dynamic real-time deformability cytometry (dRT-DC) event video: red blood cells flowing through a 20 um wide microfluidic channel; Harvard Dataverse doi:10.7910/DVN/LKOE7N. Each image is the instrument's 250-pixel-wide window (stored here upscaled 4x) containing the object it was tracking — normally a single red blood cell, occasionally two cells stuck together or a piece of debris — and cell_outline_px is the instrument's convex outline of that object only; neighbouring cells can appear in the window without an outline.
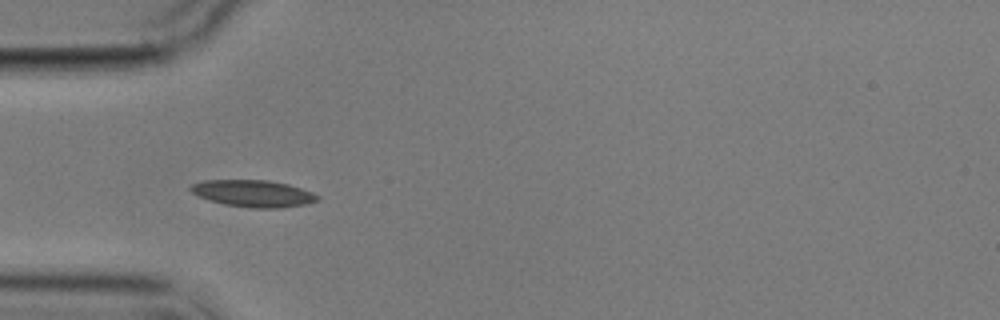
{"species": "common noctule bat (a hibernating species)", "species_latin": "Nyctalus noctula", "temperature_condition": "cold", "stored_images_in_passage": 4, "camera_frame_rate_fps": 3000, "um_per_image_px": 0.085, "animal": {"sex": "male", "body_mass_g": 17.9}, "frame": {"image": 1, "passage_image": 3, "time_ms": 2.333, "image_size_px": [1000, 320], "cell_outline_px": [[320, 200], [308, 204], [280, 208], [252, 208], [224, 204], [208, 200], [196, 196], [188, 188], [192, 184], [204, 180], [268, 180], [288, 184], [312, 192], [320, 196]], "centroid_in_image_um": [21.53, 16.45], "position_along_channel_um": 63.5, "area_um2": 20.06}}
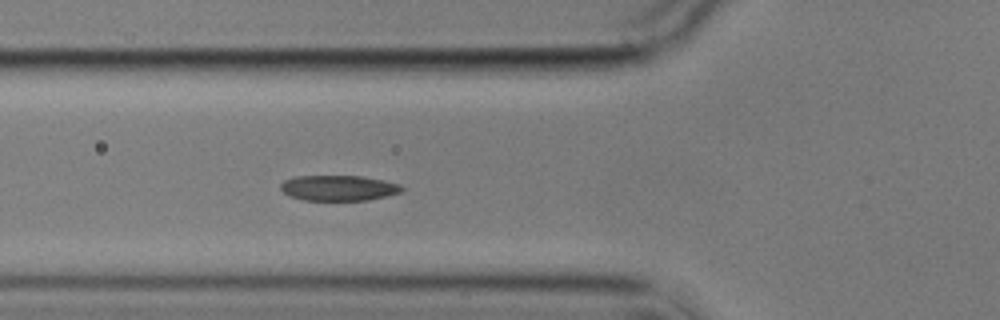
{"frame": {"image": 2, "passage_image": 4, "time_ms": 3.333, "image_size_px": [1000, 320], "cell_outline_px": [[404, 188], [400, 192], [388, 196], [368, 200], [304, 200], [288, 196], [280, 188], [280, 184], [284, 180], [296, 176], [360, 176], [384, 180], [400, 184]], "centroid_in_image_um": [28.78, 15.98], "position_along_channel_um": 97.0, "area_um2": 18.03}}